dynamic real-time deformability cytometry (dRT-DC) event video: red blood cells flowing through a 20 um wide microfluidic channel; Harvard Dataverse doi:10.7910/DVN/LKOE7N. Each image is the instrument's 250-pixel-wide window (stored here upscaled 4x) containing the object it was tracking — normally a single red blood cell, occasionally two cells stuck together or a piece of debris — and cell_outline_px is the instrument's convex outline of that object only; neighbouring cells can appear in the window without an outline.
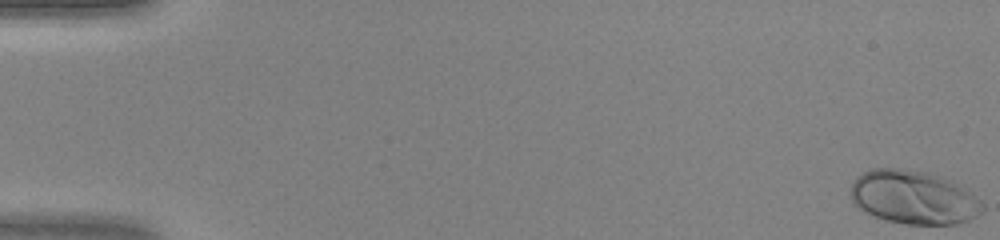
{"species": "human", "species_latin": "Homo sapiens", "temperature_condition": "warm", "stored_images_in_passage": 48, "camera_frame_rate_fps": 3000, "um_per_image_px": 0.085, "donor": {"sex": "female"}, "frame": {"image": 1, "passage_image": 1, "time_ms": 0.0, "image_size_px": [1000, 240], "cell_outline_px": [[984, 212], [968, 220], [956, 224], [904, 224], [884, 220], [872, 216], [864, 212], [852, 204], [852, 180], [856, 176], [868, 168], [900, 168], [928, 172], [952, 180], [960, 184], [972, 192], [984, 204]], "centroid_in_image_um": [77.65, 16.77], "position_along_channel_um": 7.4, "area_um2": 41.96}}
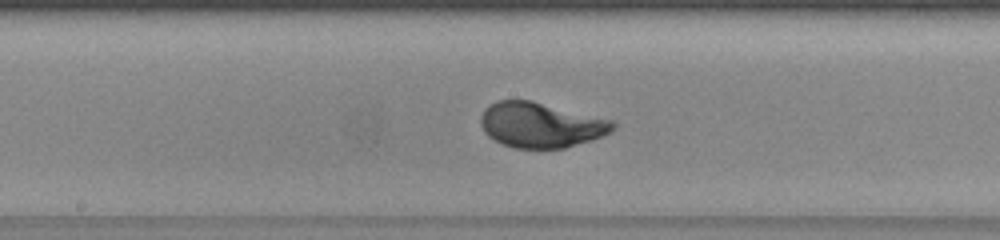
{"frame": {"image": 2, "passage_image": 26, "time_ms": 8.333, "image_size_px": [1000, 240], "cell_outline_px": [[616, 128], [612, 132], [592, 140], [564, 148], [512, 148], [488, 136], [484, 132], [480, 124], [480, 116], [484, 108], [496, 100], [532, 100], [612, 120], [616, 124]], "centroid_in_image_um": [45.96, 10.61], "position_along_channel_um": 202.2, "area_um2": 34.97}}
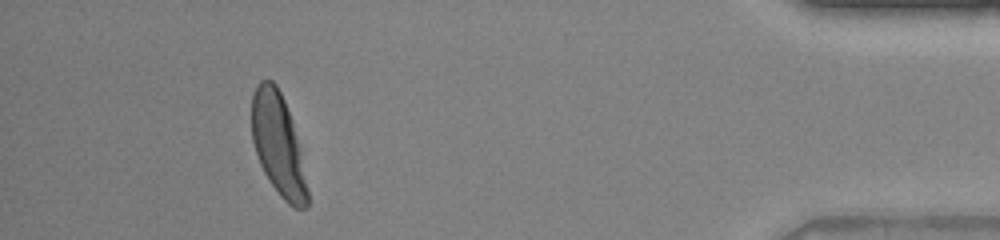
{"frame": {"image": 3, "passage_image": 44, "time_ms": 14.333, "image_size_px": [1000, 240], "cell_outline_px": [[308, 208], [292, 208], [280, 196], [264, 172], [260, 164], [252, 140], [252, 92], [256, 84], [260, 80], [272, 80], [276, 84], [284, 100], [292, 120], [300, 148], [308, 192]], "centroid_in_image_um": [23.64, 12.28], "position_along_channel_um": 411.6, "area_um2": 33.0}}